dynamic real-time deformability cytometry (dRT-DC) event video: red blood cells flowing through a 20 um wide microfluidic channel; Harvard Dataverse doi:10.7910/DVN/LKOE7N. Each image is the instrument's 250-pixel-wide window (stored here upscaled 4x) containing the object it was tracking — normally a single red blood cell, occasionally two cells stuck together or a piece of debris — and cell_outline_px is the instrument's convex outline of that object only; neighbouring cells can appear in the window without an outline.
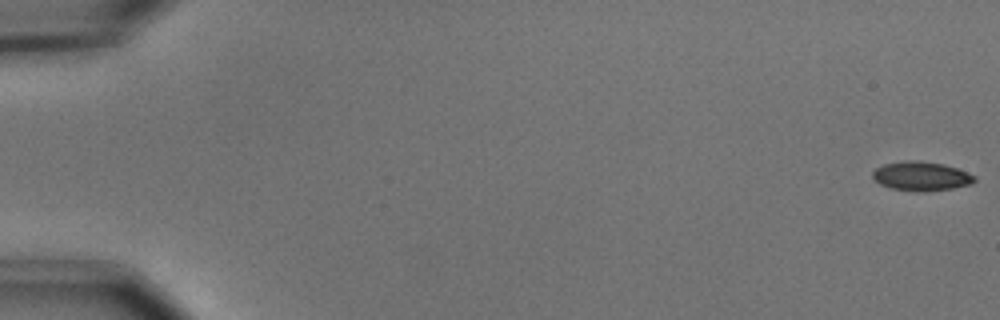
{"species": "common noctule bat (a hibernating species)", "species_latin": "Nyctalus noctula", "temperature_condition": "cold", "stored_images_in_passage": 17, "camera_frame_rate_fps": 3000, "um_per_image_px": 0.085, "animal": {"sex": "male", "body_mass_g": 15.6}, "frame": {"image": 1, "passage_image": 1, "time_ms": 0.0, "image_size_px": [1000, 320], "cell_outline_px": [[976, 180], [972, 184], [952, 188], [924, 192], [916, 192], [892, 188], [880, 184], [872, 176], [872, 172], [876, 168], [884, 164], [904, 160], [920, 160], [944, 164], [956, 168], [976, 176]], "centroid_in_image_um": [78.31, 14.97], "position_along_channel_um": 6.7, "area_um2": 17.4}}
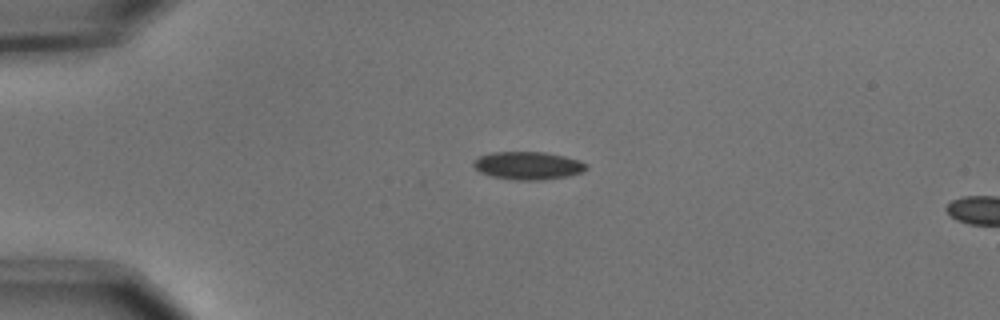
{"frame": {"image": 2, "passage_image": 14, "time_ms": 4.333, "image_size_px": [1000, 320], "cell_outline_px": [[588, 168], [584, 172], [568, 176], [544, 180], [512, 180], [492, 176], [480, 172], [472, 164], [480, 156], [492, 152], [544, 152], [564, 156], [580, 160], [588, 164]], "centroid_in_image_um": [44.94, 14.08], "position_along_channel_um": 40.1, "area_um2": 18.44}}